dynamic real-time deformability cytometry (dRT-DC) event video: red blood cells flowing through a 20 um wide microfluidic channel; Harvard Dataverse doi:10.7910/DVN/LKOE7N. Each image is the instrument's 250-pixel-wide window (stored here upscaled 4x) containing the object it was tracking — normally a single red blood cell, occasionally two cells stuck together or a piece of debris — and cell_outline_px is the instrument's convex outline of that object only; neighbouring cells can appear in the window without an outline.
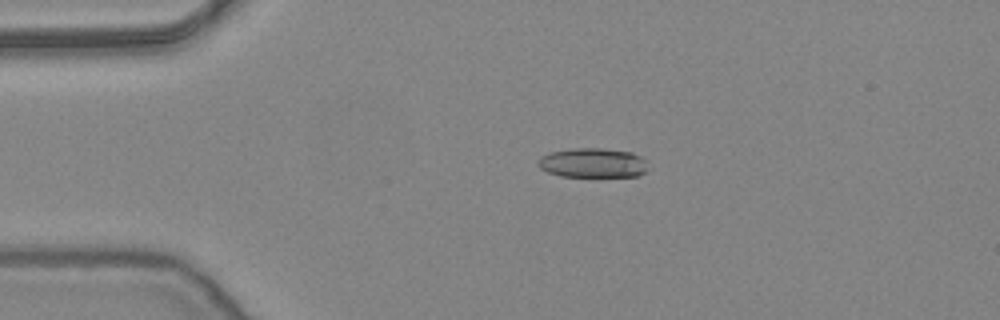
{"species": "common noctule bat (a hibernating species)", "species_latin": "Nyctalus noctula", "temperature_condition": "warm", "stored_images_in_passage": 52, "camera_frame_rate_fps": 3000, "um_per_image_px": 0.085, "animal": {"sex": "female", "body_mass_g": 24.6, "forearm_length_mm": 56.2}, "frame": {"image": 1, "passage_image": 10, "time_ms": 3.0, "image_size_px": [1000, 320], "cell_outline_px": [[648, 168], [644, 172], [636, 176], [560, 176], [548, 172], [540, 168], [536, 164], [536, 160], [540, 156], [548, 152], [572, 148], [600, 148], [632, 152], [640, 156], [644, 160]], "centroid_in_image_um": [50.32, 13.83], "position_along_channel_um": 34.7, "area_um2": 19.02}}
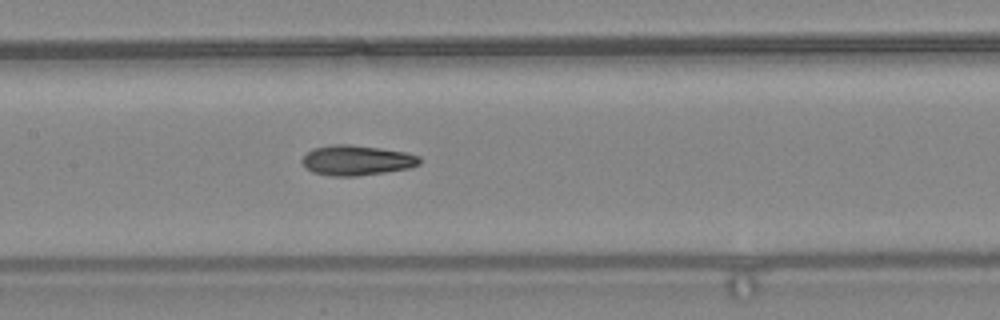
{"frame": {"image": 2, "passage_image": 24, "time_ms": 7.667, "image_size_px": [1000, 320], "cell_outline_px": [[420, 164], [408, 168], [384, 172], [356, 176], [332, 176], [312, 172], [304, 168], [300, 160], [308, 152], [316, 148], [336, 144], [348, 144], [380, 148], [408, 152], [420, 156]], "centroid_in_image_um": [30.31, 13.63], "position_along_channel_um": 177.1, "area_um2": 20.58}}
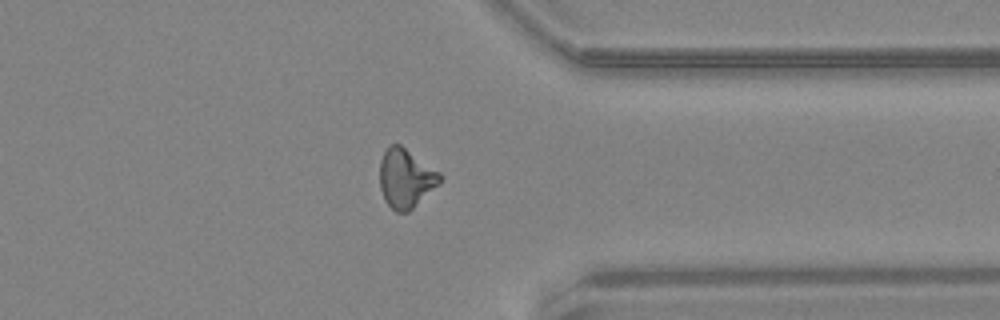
{"frame": {"image": 3, "passage_image": 40, "time_ms": 13.0, "image_size_px": [1000, 320], "cell_outline_px": [[444, 176], [440, 184], [408, 212], [396, 212], [384, 200], [380, 188], [380, 160], [384, 152], [392, 144], [400, 144], [440, 172]], "centroid_in_image_um": [34.51, 15.16], "position_along_channel_um": 376.9, "area_um2": 20.75}, "authors_computed_cell_mechanics": {"area_um2": 19.941, "velocity_mm_per_s": 3.888, "shape_relaxation_time_tau1_ms": null, "shape_relaxation_time_tau2_ms": 1.8866, "deformation_change_tau1": null, "deformation_change_tau2": 0.1068}}